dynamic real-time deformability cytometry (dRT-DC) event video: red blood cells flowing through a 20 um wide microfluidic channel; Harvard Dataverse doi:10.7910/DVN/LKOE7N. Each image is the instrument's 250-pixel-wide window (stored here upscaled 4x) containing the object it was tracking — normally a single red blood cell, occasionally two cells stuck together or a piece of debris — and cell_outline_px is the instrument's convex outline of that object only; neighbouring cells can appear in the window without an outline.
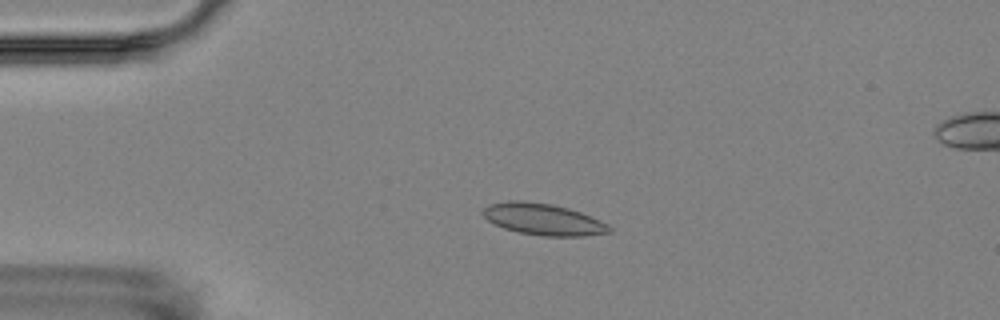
{"species": "Egyptian fruit bat (a non-hibernating species)", "species_latin": "Rousettus aegyptiacus", "temperature_condition": "room temperature", "stored_images_in_passage": 6, "camera_frame_rate_fps": 3000, "um_per_image_px": 0.085, "animal": {"sex": "female"}, "frame": {"image": 1, "passage_image": 4, "time_ms": 3.333, "image_size_px": [1000, 320], "cell_outline_px": [[612, 232], [584, 236], [540, 236], [520, 232], [504, 228], [488, 220], [480, 212], [488, 204], [508, 200], [524, 200], [552, 204], [568, 208], [580, 212], [608, 224], [612, 228]], "centroid_in_image_um": [46.16, 18.63], "position_along_channel_um": 38.8, "area_um2": 23.29}}